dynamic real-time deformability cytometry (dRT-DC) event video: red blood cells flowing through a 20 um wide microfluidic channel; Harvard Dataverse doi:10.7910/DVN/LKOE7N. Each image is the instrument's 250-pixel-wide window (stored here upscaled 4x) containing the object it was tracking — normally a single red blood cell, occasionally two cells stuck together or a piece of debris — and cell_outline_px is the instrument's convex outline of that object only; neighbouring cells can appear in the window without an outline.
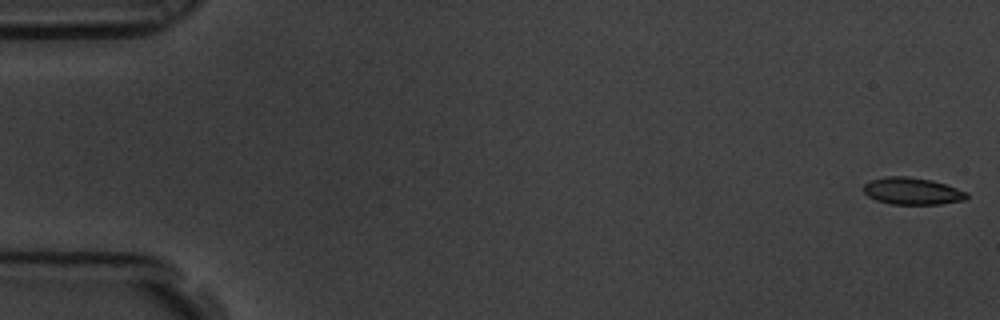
{"species": "common noctule bat (a hibernating species)", "species_latin": "Nyctalus noctula", "temperature_condition": "room temperature", "stored_images_in_passage": 8, "camera_frame_rate_fps": 3000, "um_per_image_px": 0.085, "animal": {"sex": "male", "body_mass_g": 19.5, "forearm_length_mm": 54.6}, "frame": {"image": 1, "passage_image": 1, "time_ms": 0.0, "image_size_px": [1000, 320], "cell_outline_px": [[968, 196], [964, 200], [940, 204], [892, 204], [876, 200], [868, 196], [864, 192], [864, 184], [868, 180], [888, 176], [908, 176], [932, 180], [968, 192]], "centroid_in_image_um": [77.52, 16.23], "position_along_channel_um": 7.5, "area_um2": 16.24}}
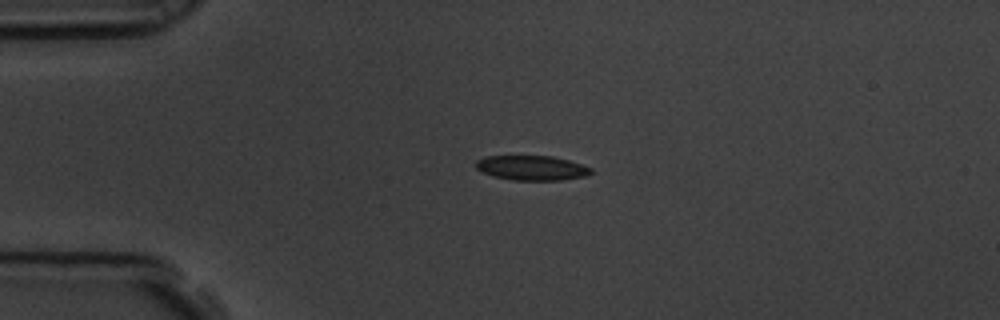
{"frame": {"image": 2, "passage_image": 5, "time_ms": 1.333, "image_size_px": [1000, 320], "cell_outline_px": [[592, 172], [584, 176], [560, 180], [512, 180], [492, 176], [480, 172], [476, 168], [476, 160], [484, 156], [552, 156], [568, 160], [592, 168]], "centroid_in_image_um": [45.14, 14.27], "position_along_channel_um": 39.9, "area_um2": 16.59}}
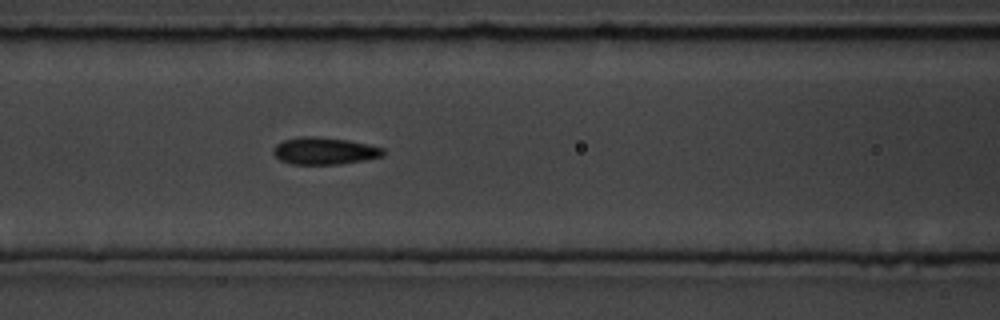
{"frame": {"image": 3, "passage_image": 8, "time_ms": 2.333, "image_size_px": [1000, 320], "cell_outline_px": [[384, 156], [364, 160], [340, 164], [292, 164], [280, 160], [272, 152], [272, 148], [276, 144], [284, 140], [300, 136], [316, 136], [348, 140], [368, 144], [384, 148]], "centroid_in_image_um": [27.57, 12.82], "position_along_channel_um": 139.0, "area_um2": 17.46}}